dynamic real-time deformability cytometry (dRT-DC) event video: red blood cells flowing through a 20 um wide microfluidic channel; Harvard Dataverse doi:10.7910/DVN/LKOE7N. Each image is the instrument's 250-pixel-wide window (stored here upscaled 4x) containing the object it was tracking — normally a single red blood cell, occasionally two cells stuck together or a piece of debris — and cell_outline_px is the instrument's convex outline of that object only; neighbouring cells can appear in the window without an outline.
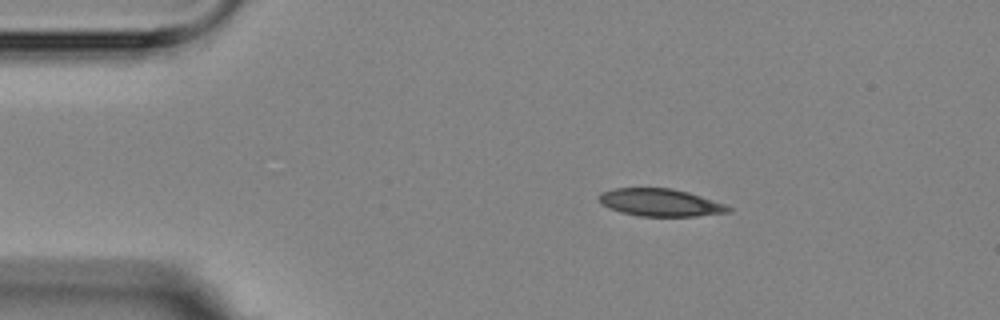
{"species": "Egyptian fruit bat (a non-hibernating species)", "species_latin": "Rousettus aegyptiacus", "temperature_condition": "room temperature", "stored_images_in_passage": 5, "camera_frame_rate_fps": 3000, "um_per_image_px": 0.085, "animal": {"sex": "female"}, "frame": {"image": 1, "passage_image": 2, "time_ms": 1.333, "image_size_px": [1000, 320], "cell_outline_px": [[732, 212], [696, 216], [640, 216], [620, 212], [600, 204], [600, 192], [612, 188], [672, 188], [688, 192], [724, 204], [732, 208]], "centroid_in_image_um": [56.11, 17.21], "position_along_channel_um": 28.9, "area_um2": 20.69}}
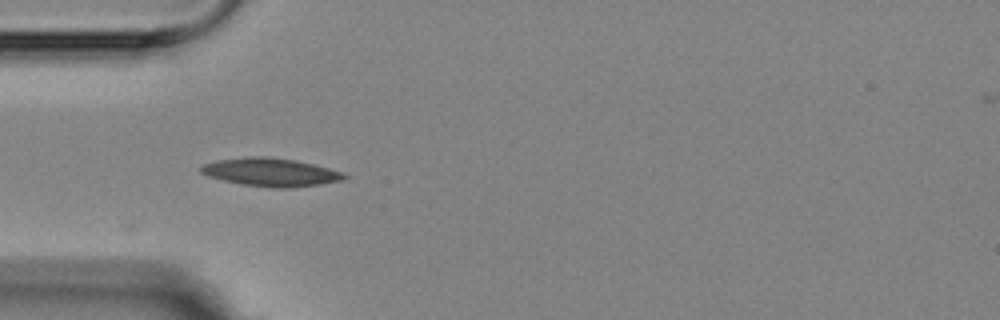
{"frame": {"image": 2, "passage_image": 4, "time_ms": 3.667, "image_size_px": [1000, 320], "cell_outline_px": [[348, 176], [340, 180], [320, 184], [292, 188], [272, 188], [240, 184], [208, 176], [200, 172], [200, 168], [204, 164], [216, 160], [248, 156], [268, 156], [292, 160], [312, 164], [328, 168], [340, 172]], "centroid_in_image_um": [22.95, 14.64], "position_along_channel_um": 62.0, "area_um2": 23.35}}
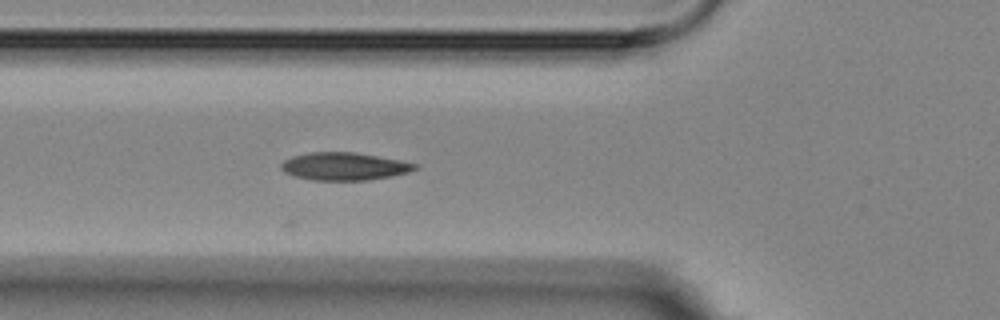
{"frame": {"image": 3, "passage_image": 5, "time_ms": 4.667, "image_size_px": [1000, 320], "cell_outline_px": [[420, 168], [408, 172], [392, 176], [368, 180], [312, 180], [296, 176], [284, 172], [280, 168], [280, 164], [284, 160], [292, 156], [308, 152], [356, 152], [400, 160], [420, 164]], "centroid_in_image_um": [29.28, 14.13], "position_along_channel_um": 96.5, "area_um2": 21.79}}